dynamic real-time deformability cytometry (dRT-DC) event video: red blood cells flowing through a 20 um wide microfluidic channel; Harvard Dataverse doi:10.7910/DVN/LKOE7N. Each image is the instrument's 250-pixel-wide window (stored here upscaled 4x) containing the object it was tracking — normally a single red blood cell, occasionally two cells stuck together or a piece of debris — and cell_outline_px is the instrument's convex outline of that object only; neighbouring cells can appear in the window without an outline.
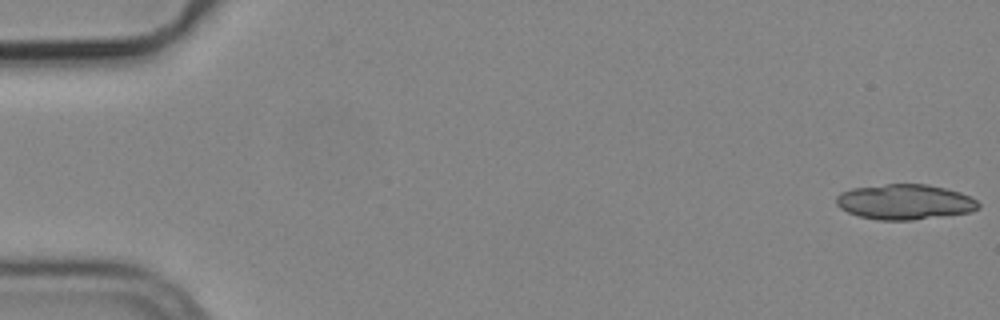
{"species": "common noctule bat (a hibernating species)", "species_latin": "Nyctalus noctula", "temperature_condition": "cold", "stored_images_in_passage": 20, "segment_of_instrument_passage": [1, 2], "camera_frame_rate_fps": 3000, "um_per_image_px": 0.085, "animal": {"sex": "male", "body_mass_g": 19.2, "forearm_length_mm": 51.8}, "frame": {"image": 1, "passage_image": 1, "time_ms": 0.0, "image_size_px": [1000, 320], "cell_outline_px": [[980, 208], [972, 212], [912, 220], [876, 220], [860, 216], [848, 212], [840, 208], [836, 204], [836, 196], [840, 192], [852, 188], [884, 184], [928, 184], [960, 192], [976, 200], [980, 204]], "centroid_in_image_um": [76.9, 17.16], "position_along_channel_um": 8.1, "area_um2": 29.3}}